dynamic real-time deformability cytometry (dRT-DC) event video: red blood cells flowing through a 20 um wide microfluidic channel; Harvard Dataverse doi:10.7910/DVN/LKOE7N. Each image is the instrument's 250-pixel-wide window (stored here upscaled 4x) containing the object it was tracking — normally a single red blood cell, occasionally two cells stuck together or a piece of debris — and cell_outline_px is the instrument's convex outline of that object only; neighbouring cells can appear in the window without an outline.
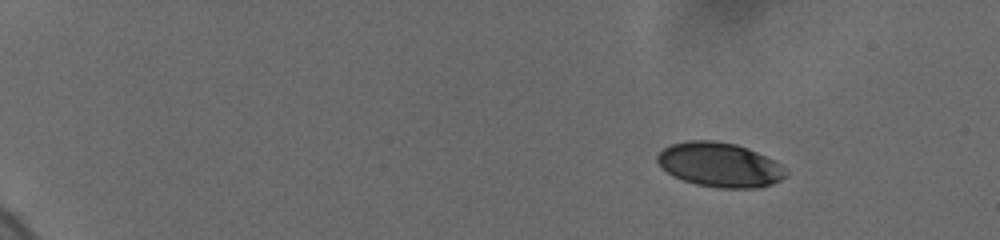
{"species": "human", "species_latin": "Homo sapiens", "temperature_condition": "cold", "stored_images_in_passage": 71, "camera_frame_rate_fps": 3000, "um_per_image_px": 0.085, "donor": {"sex": "female"}, "frame": {"image": 1, "passage_image": 1, "time_ms": 0.0, "image_size_px": [1000, 240], "cell_outline_px": [[788, 176], [772, 184], [760, 188], [716, 188], [696, 184], [672, 176], [656, 160], [656, 156], [664, 148], [672, 144], [688, 140], [716, 140], [736, 144], [748, 148], [780, 164], [788, 172]], "centroid_in_image_um": [61.19, 14.01], "position_along_channel_um": 23.8, "area_um2": 33.29}}
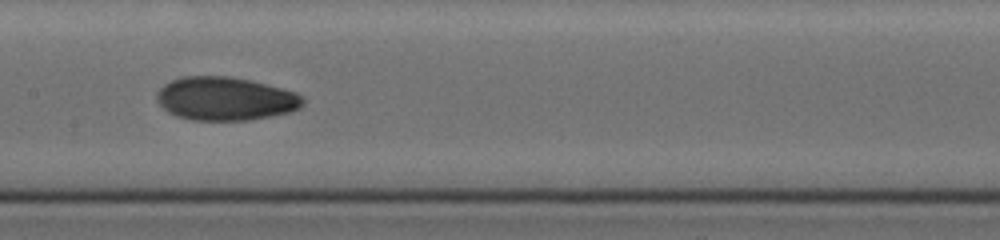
{"frame": {"image": 2, "passage_image": 41, "time_ms": 8.333, "image_size_px": [1000, 240], "cell_outline_px": [[304, 104], [300, 108], [292, 112], [248, 120], [192, 120], [176, 116], [168, 112], [156, 100], [156, 92], [164, 84], [172, 80], [184, 76], [228, 76], [248, 80], [296, 92], [304, 100]], "centroid_in_image_um": [19.14, 8.4], "position_along_channel_um": 188.3, "area_um2": 36.88}}
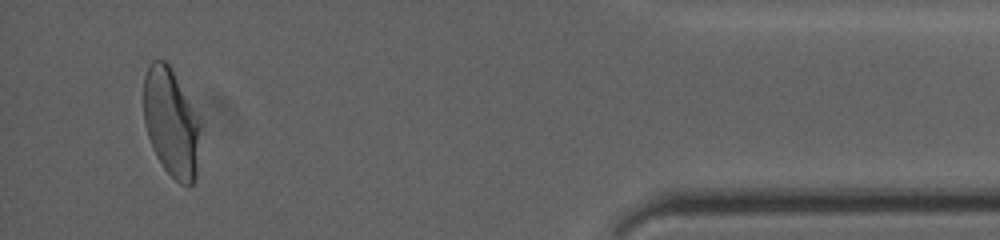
{"frame": {"image": 3, "passage_image": 69, "time_ms": 16.0, "image_size_px": [1000, 240], "cell_outline_px": [[200, 128], [196, 176], [192, 184], [180, 184], [164, 168], [156, 156], [152, 148], [144, 124], [144, 76], [152, 60], [164, 60], [172, 68], [200, 120]], "centroid_in_image_um": [14.54, 10.41], "position_along_channel_um": 420.7, "area_um2": 35.66}, "authors_computed_cell_mechanics": {"area_um2": 35.3736, "velocity_mm_per_s": 3.675, "shape_relaxation_time_tau1_ms": 5.8214, "shape_relaxation_time_tau2_ms": 1.779, "deformation_change_tau1": 0.1623, "deformation_change_tau2": 0.0573}}